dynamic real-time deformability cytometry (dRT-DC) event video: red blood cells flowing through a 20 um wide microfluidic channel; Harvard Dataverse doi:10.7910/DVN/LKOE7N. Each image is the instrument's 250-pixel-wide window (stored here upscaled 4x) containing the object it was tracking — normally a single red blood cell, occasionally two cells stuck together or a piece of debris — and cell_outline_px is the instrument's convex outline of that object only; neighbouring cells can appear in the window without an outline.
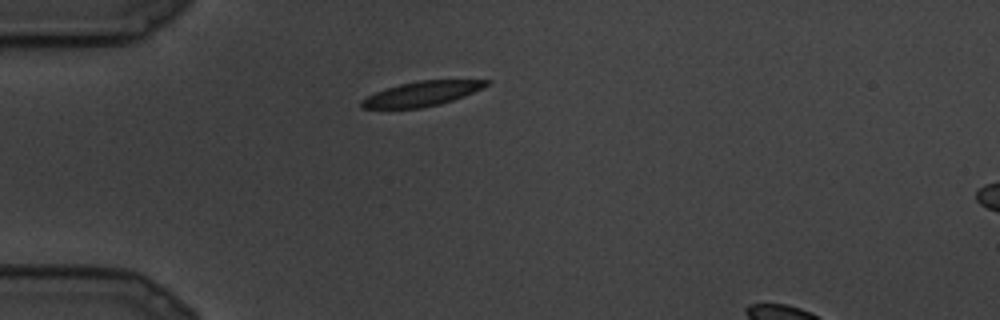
{"species": "common noctule bat (a hibernating species)", "species_latin": "Nyctalus noctula", "temperature_condition": "cold", "stored_images_in_passage": 2, "camera_frame_rate_fps": 3000, "um_per_image_px": 0.085, "animal": {"sex": "male", "body_mass_g": 19.5, "forearm_length_mm": 54.6}, "frame": {"image": 1, "passage_image": 1, "time_ms": 0.0, "image_size_px": [1000, 320], "cell_outline_px": [[492, 80], [484, 88], [464, 96], [440, 104], [420, 108], [360, 108], [360, 100], [376, 92], [400, 84], [420, 80]], "centroid_in_image_um": [35.87, 7.96], "position_along_channel_um": 49.1, "area_um2": 17.8}}